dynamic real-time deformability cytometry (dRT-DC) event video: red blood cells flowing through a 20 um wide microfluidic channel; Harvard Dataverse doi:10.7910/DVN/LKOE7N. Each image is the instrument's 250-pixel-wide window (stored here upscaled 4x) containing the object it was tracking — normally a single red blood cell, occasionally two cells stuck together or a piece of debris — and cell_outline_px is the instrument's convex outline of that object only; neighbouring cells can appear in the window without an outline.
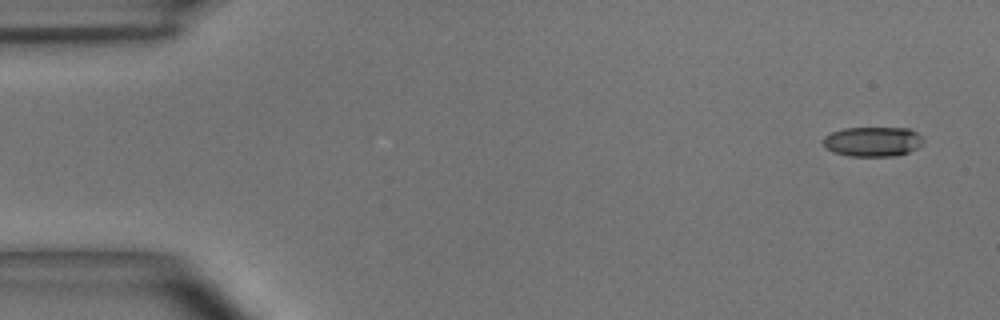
{"species": "common noctule bat (a hibernating species)", "species_latin": "Nyctalus noctula", "temperature_condition": "room temperature", "stored_images_in_passage": 4, "camera_frame_rate_fps": 3000, "um_per_image_px": 0.085, "animal": {"sex": "male", "body_mass_g": 15.6}, "frame": {"image": 1, "passage_image": 1, "time_ms": 0.0, "image_size_px": [1000, 320], "cell_outline_px": [[924, 144], [908, 152], [896, 156], [848, 156], [836, 152], [828, 148], [824, 144], [824, 136], [832, 132], [844, 128], [908, 128], [916, 132], [924, 140]], "centroid_in_image_um": [74.22, 12.03], "position_along_channel_um": 10.8, "area_um2": 17.22}}
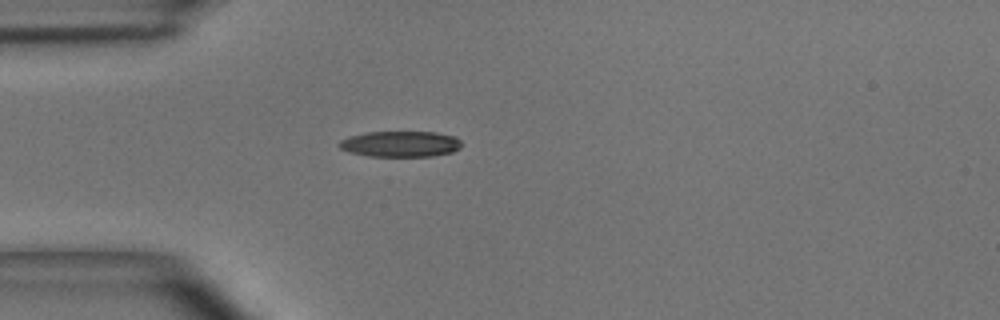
{"frame": {"image": 2, "passage_image": 4, "time_ms": 1.0, "image_size_px": [1000, 320], "cell_outline_px": [[460, 148], [452, 152], [432, 156], [368, 156], [348, 152], [340, 148], [336, 144], [340, 140], [348, 136], [368, 132], [436, 132], [456, 136], [460, 140]], "centroid_in_image_um": [34.01, 12.23], "position_along_channel_um": 51.0, "area_um2": 18.55}}